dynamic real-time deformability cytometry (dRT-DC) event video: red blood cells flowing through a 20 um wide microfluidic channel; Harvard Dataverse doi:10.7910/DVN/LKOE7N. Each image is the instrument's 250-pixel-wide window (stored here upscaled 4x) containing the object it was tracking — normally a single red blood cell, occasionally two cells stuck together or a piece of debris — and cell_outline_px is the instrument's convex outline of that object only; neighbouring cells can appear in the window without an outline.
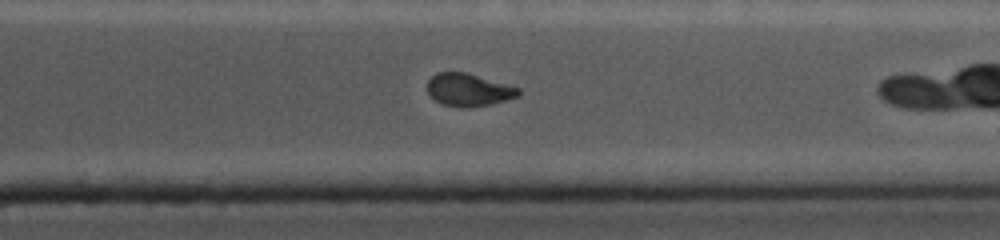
{"species": "common noctule bat (a hibernating species)", "species_latin": "Nyctalus noctula", "temperature_condition": "cold", "stored_images_in_passage": 30, "camera_frame_rate_fps": 5000, "um_per_image_px": 0.085, "animal": {"sex": "female", "body_mass_g": 19.0, "forearm_length_mm": 56.7}, "frame": {"image": 1, "passage_image": 25, "time_ms": 7.8, "image_size_px": [1000, 240], "cell_outline_px": [[520, 96], [492, 104], [468, 108], [464, 108], [444, 104], [436, 100], [428, 92], [428, 80], [436, 72], [468, 72], [520, 88]], "centroid_in_image_um": [39.86, 7.63], "position_along_channel_um": 371.5, "area_um2": 17.4}}